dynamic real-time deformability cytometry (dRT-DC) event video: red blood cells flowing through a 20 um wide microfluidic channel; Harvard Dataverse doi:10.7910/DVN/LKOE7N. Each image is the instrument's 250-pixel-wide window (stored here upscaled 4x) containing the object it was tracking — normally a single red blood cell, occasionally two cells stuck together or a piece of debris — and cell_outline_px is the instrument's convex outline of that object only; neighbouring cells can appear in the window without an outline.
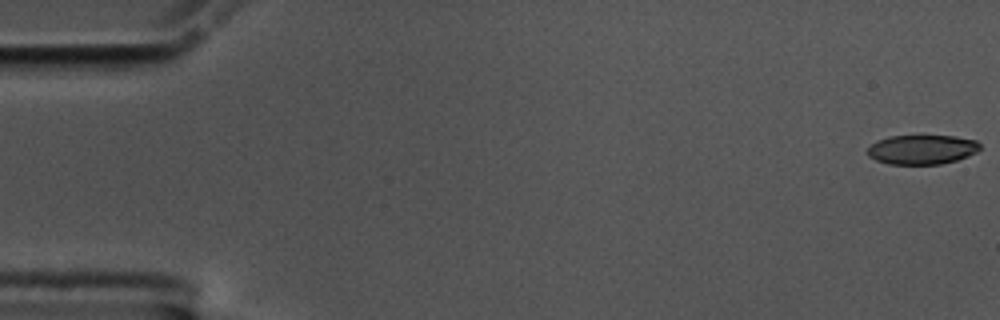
{"species": "common noctule bat (a hibernating species)", "species_latin": "Nyctalus noctula", "temperature_condition": "cold", "stored_images_in_passage": 57, "camera_frame_rate_fps": 3000, "um_per_image_px": 0.085, "animal": {"sex": "male", "body_mass_g": 17.5, "forearm_length_mm": 52.3}, "frame": {"image": 1, "passage_image": 1, "time_ms": 0.0, "image_size_px": [1000, 320], "cell_outline_px": [[980, 148], [976, 152], [968, 156], [956, 160], [940, 164], [888, 164], [876, 160], [868, 156], [864, 152], [872, 144], [888, 136], [956, 136], [976, 140], [980, 144]], "centroid_in_image_um": [78.35, 12.71], "position_along_channel_um": 6.6, "area_um2": 19.31}}
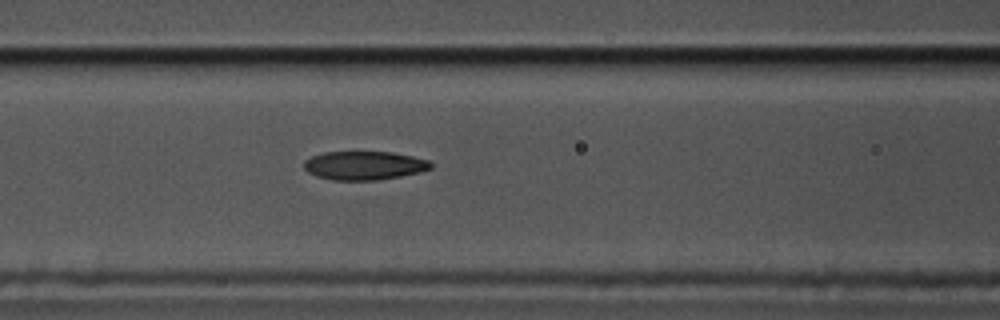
{"frame": {"image": 2, "passage_image": 24, "time_ms": 7.667, "image_size_px": [1000, 320], "cell_outline_px": [[432, 168], [420, 172], [400, 176], [376, 180], [332, 180], [316, 176], [308, 172], [304, 168], [304, 160], [312, 156], [324, 152], [392, 152], [412, 156], [428, 160], [432, 164]], "centroid_in_image_um": [30.94, 14.07], "position_along_channel_um": 135.7, "area_um2": 21.15}}
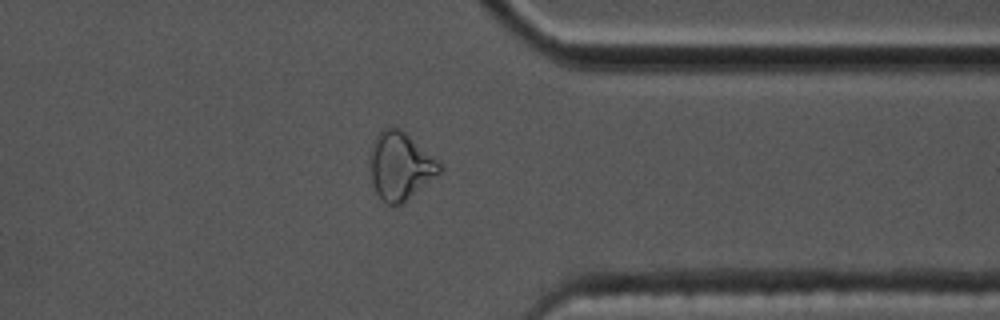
{"frame": {"image": 3, "passage_image": 45, "time_ms": 14.667, "image_size_px": [1000, 320], "cell_outline_px": [[444, 168], [440, 172], [400, 204], [388, 204], [376, 192], [372, 184], [368, 156], [372, 144], [376, 136], [388, 124], [400, 128], [436, 160]], "centroid_in_image_um": [33.95, 14.06], "position_along_channel_um": 377.4, "area_um2": 26.93}, "authors_computed_cell_mechanics": {"area_um2": 22.0218, "velocity_mm_per_s": 3.5379, "shape_relaxation_time_tau1_ms": 8.6286, "shape_relaxation_time_tau2_ms": 3.7271, "deformation_change_tau1": 0.2107, "deformation_change_tau2": 0.1078}}